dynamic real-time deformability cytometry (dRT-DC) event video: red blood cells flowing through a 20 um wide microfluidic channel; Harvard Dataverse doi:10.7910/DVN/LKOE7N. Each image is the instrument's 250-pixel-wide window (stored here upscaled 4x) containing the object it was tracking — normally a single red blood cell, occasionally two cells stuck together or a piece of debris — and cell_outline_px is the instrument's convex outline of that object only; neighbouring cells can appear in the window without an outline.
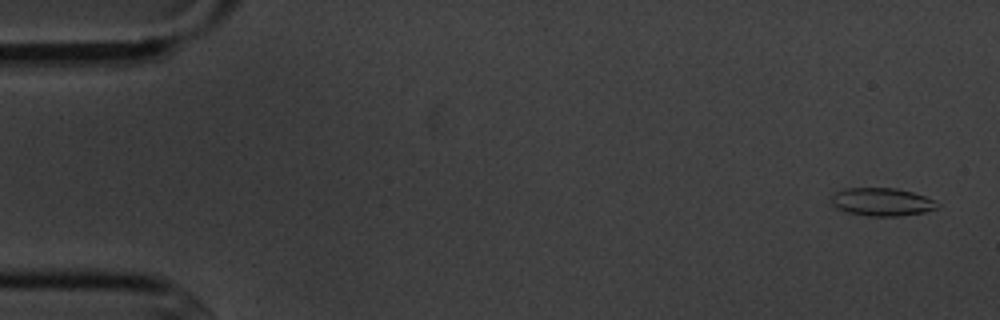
{"species": "common noctule bat (a hibernating species)", "species_latin": "Nyctalus noctula", "temperature_condition": "cold", "stored_images_in_passage": 7, "camera_frame_rate_fps": 3000, "um_per_image_px": 0.085, "animal": {"sex": "male", "body_mass_g": 20.1, "forearm_length_mm": 53.5}, "frame": {"image": 1, "passage_image": 1, "time_ms": 0.0, "image_size_px": [1000, 320], "cell_outline_px": [[940, 208], [924, 212], [900, 216], [868, 216], [848, 212], [836, 208], [832, 204], [832, 196], [836, 192], [844, 188], [896, 188], [912, 192], [924, 196], [940, 204]], "centroid_in_image_um": [74.98, 17.16], "position_along_channel_um": 10.0, "area_um2": 17.28}}
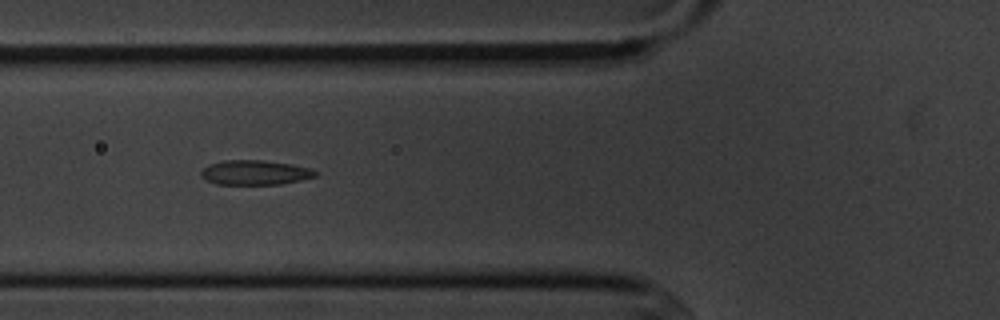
{"frame": {"image": 2, "passage_image": 6, "time_ms": 6.0, "image_size_px": [1000, 320], "cell_outline_px": [[320, 172], [316, 176], [300, 180], [280, 184], [216, 184], [200, 176], [200, 172], [208, 164], [224, 160], [264, 160], [292, 164], [308, 168]], "centroid_in_image_um": [21.67, 14.66], "position_along_channel_um": 104.1, "area_um2": 16.42}}
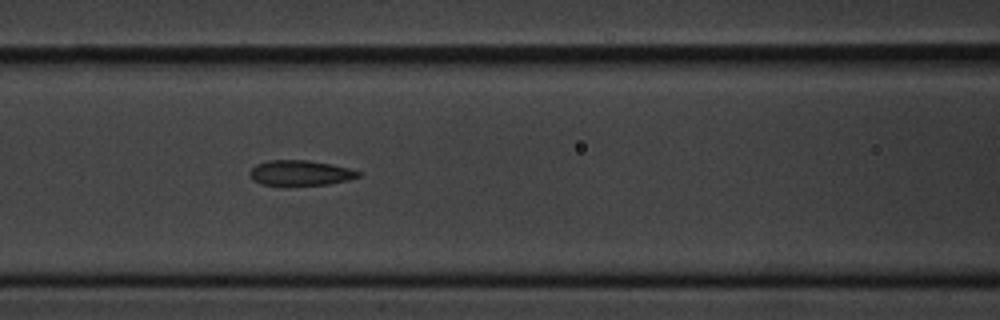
{"frame": {"image": 3, "passage_image": 7, "time_ms": 7.0, "image_size_px": [1000, 320], "cell_outline_px": [[360, 176], [348, 180], [328, 184], [264, 184], [256, 180], [248, 172], [256, 164], [268, 160], [308, 160], [348, 168], [360, 172]], "centroid_in_image_um": [25.54, 14.67], "position_along_channel_um": 141.1, "area_um2": 15.37}}